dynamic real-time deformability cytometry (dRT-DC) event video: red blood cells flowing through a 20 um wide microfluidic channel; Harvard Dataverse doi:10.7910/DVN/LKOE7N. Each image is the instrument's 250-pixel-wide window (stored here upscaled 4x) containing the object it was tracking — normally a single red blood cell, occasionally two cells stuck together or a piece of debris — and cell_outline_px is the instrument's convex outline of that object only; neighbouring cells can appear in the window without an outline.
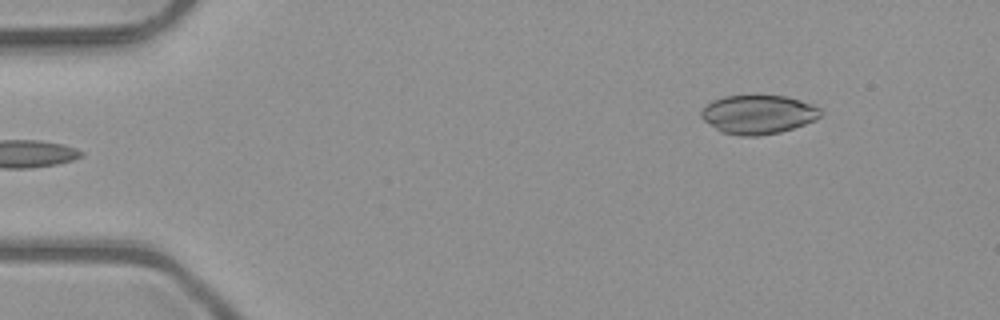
{"species": "common noctule bat (a hibernating species)", "species_latin": "Nyctalus noctula", "temperature_condition": "room temperature", "stored_images_in_passage": 5, "segment_of_instrument_passage": [2, 2], "camera_frame_rate_fps": 3000, "um_per_image_px": 0.085, "animal": {"sex": "male", "body_mass_g": 23.1, "forearm_length_mm": 52.7}, "frame": {"image": 1, "passage_image": 5, "time_ms": 1.333, "image_size_px": [1000, 320], "cell_outline_px": [[824, 112], [816, 120], [780, 132], [756, 136], [740, 136], [720, 132], [704, 120], [700, 116], [700, 112], [712, 100], [724, 96], [784, 96], [800, 100], [820, 108]], "centroid_in_image_um": [64.44, 9.73], "position_along_channel_um": 20.6, "area_um2": 26.93}}